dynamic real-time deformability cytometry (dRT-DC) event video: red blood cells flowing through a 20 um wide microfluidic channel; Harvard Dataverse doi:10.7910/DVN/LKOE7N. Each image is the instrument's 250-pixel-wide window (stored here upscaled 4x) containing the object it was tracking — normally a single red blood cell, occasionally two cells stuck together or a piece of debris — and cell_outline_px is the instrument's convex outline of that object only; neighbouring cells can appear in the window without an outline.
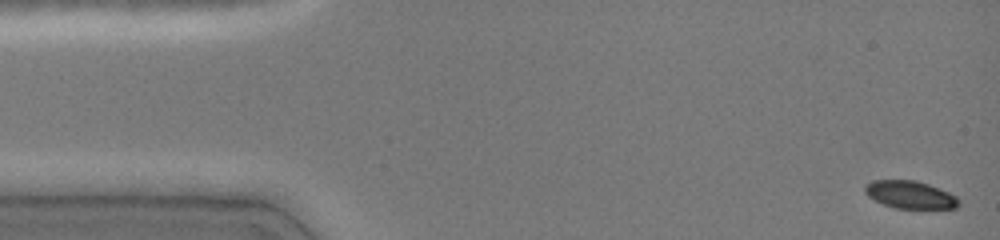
{"species": "common noctule bat (a hibernating species)", "species_latin": "Nyctalus noctula", "temperature_condition": "cold", "stored_images_in_passage": 46, "camera_frame_rate_fps": 3000, "um_per_image_px": 0.085, "animal": {"sex": "female", "body_mass_g": 19.0, "forearm_length_mm": 51.5}, "frame": {"image": 1, "passage_image": 1, "time_ms": 0.0, "image_size_px": [1000, 240], "cell_outline_px": [[960, 204], [956, 208], [896, 208], [884, 204], [868, 196], [864, 192], [864, 184], [872, 180], [916, 180], [928, 184], [948, 192], [956, 196], [960, 200]], "centroid_in_image_um": [77.35, 16.54], "position_along_channel_um": 7.7, "area_um2": 15.09}}
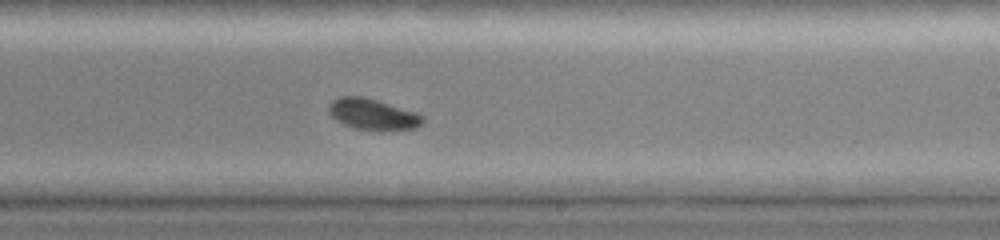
{"frame": {"image": 2, "passage_image": 28, "time_ms": 9.0, "image_size_px": [1000, 240], "cell_outline_px": [[424, 120], [416, 128], [356, 128], [344, 124], [336, 120], [328, 112], [328, 104], [332, 100], [340, 96], [360, 96], [376, 100], [416, 112], [424, 116]], "centroid_in_image_um": [31.63, 9.66], "position_along_channel_um": 257.4, "area_um2": 16.3}}
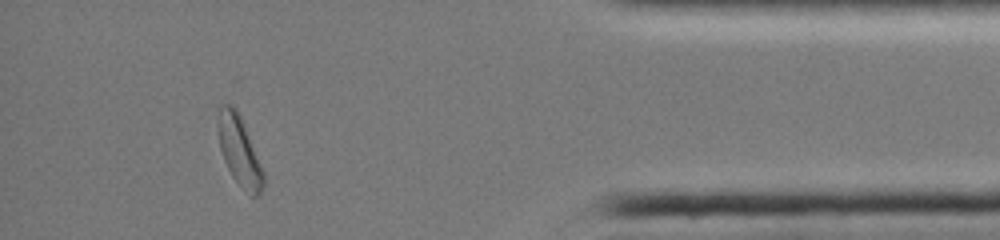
{"frame": {"image": 3, "passage_image": 42, "time_ms": 13.667, "image_size_px": [1000, 240], "cell_outline_px": [[264, 184], [260, 192], [256, 196], [252, 196], [232, 176], [224, 160], [220, 148], [216, 128], [216, 124], [220, 104], [232, 104], [236, 108], [244, 124], [264, 172]], "centroid_in_image_um": [20.31, 12.76], "position_along_channel_um": 414.9, "area_um2": 18.26}, "authors_computed_cell_mechanics": {"area_um2": 17.6001, "velocity_mm_per_s": 4.0745, "shape_relaxation_time_tau1_ms": 1.3888, "shape_relaxation_time_tau2_ms": null, "deformation_change_tau1": 0.0676, "deformation_change_tau2": null}}